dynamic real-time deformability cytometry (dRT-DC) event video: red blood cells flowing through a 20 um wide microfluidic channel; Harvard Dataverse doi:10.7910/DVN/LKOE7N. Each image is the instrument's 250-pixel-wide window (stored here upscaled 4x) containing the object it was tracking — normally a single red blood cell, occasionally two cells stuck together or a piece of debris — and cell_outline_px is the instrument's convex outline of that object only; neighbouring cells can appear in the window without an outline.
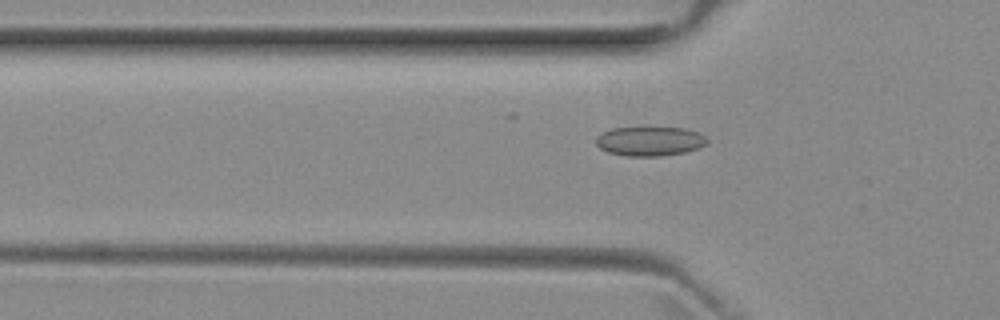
{"species": "common noctule bat (a hibernating species)", "species_latin": "Nyctalus noctula", "temperature_condition": "room temperature", "stored_images_in_passage": 52, "camera_frame_rate_fps": 3000, "um_per_image_px": 0.085, "animal": {"sex": "female", "body_mass_g": 29.2, "forearm_length_mm": 56.3}, "frame": {"image": 1, "passage_image": 17, "time_ms": 5.333, "image_size_px": [1000, 320], "cell_outline_px": [[708, 144], [700, 148], [684, 152], [660, 156], [624, 156], [608, 152], [600, 148], [596, 144], [596, 136], [612, 128], [648, 124], [684, 128], [696, 132], [704, 136], [708, 140]], "centroid_in_image_um": [55.23, 11.95], "position_along_channel_um": 70.6, "area_um2": 19.94}}
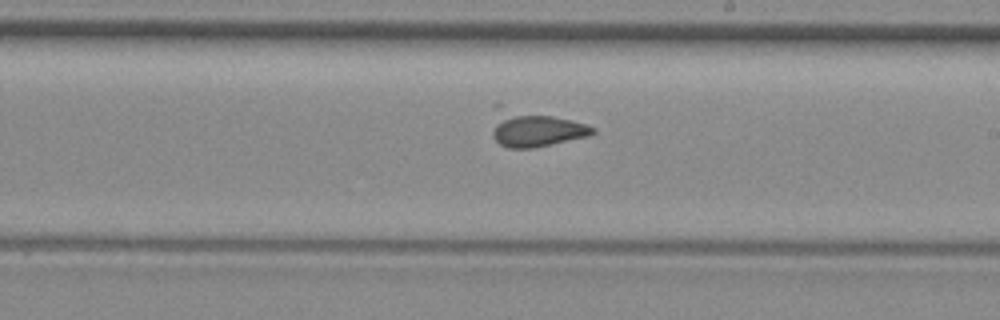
{"frame": {"image": 2, "passage_image": 30, "time_ms": 9.667, "image_size_px": [1000, 320], "cell_outline_px": [[596, 132], [588, 136], [532, 148], [508, 148], [500, 144], [492, 136], [492, 132], [504, 116], [552, 116], [572, 120], [596, 128]], "centroid_in_image_um": [45.74, 11.15], "position_along_channel_um": 243.3, "area_um2": 17.86}}
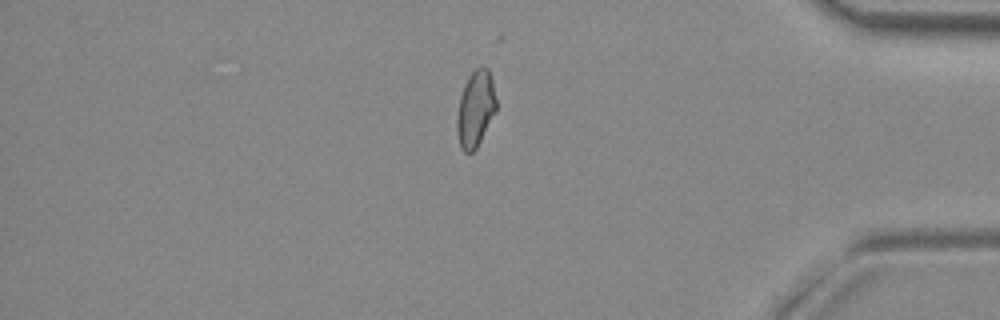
{"frame": {"image": 3, "passage_image": 44, "time_ms": 14.333, "image_size_px": [1000, 320], "cell_outline_px": [[496, 108], [476, 148], [472, 152], [464, 152], [460, 148], [456, 132], [456, 116], [460, 96], [464, 84], [468, 76], [476, 68], [488, 68], [492, 80], [496, 100]], "centroid_in_image_um": [40.37, 9.25], "position_along_channel_um": 394.8, "area_um2": 17.22}}